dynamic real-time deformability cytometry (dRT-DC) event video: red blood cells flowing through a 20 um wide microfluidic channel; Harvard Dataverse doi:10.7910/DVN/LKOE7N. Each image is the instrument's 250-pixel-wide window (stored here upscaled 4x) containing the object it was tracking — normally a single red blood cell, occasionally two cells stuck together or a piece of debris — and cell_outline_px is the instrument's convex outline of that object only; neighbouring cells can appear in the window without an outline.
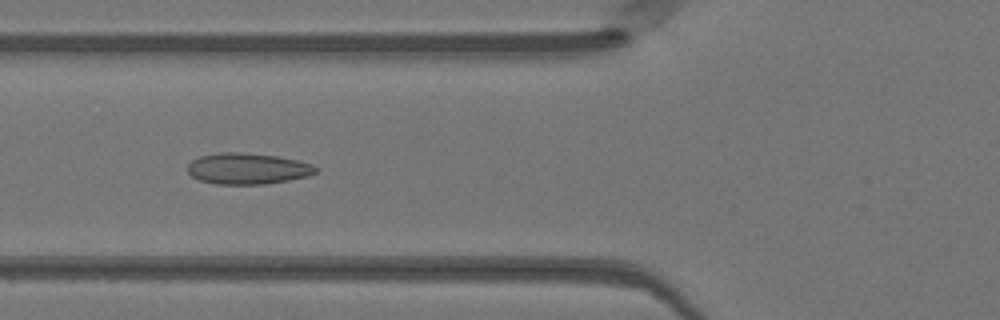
{"species": "Egyptian fruit bat (a non-hibernating species)", "species_latin": "Rousettus aegyptiacus", "temperature_condition": "warm", "stored_images_in_passage": 49, "camera_frame_rate_fps": 3000, "um_per_image_px": 0.085, "animal": {"sex": "female"}, "frame": {"image": 1, "passage_image": 19, "time_ms": 6.0, "image_size_px": [1000, 320], "cell_outline_px": [[320, 168], [316, 172], [308, 176], [288, 180], [264, 184], [216, 184], [200, 180], [192, 176], [188, 172], [188, 164], [192, 160], [200, 156], [220, 152], [240, 152], [276, 156], [296, 160], [312, 164]], "centroid_in_image_um": [21.05, 14.33], "position_along_channel_um": 104.8, "area_um2": 23.18}}
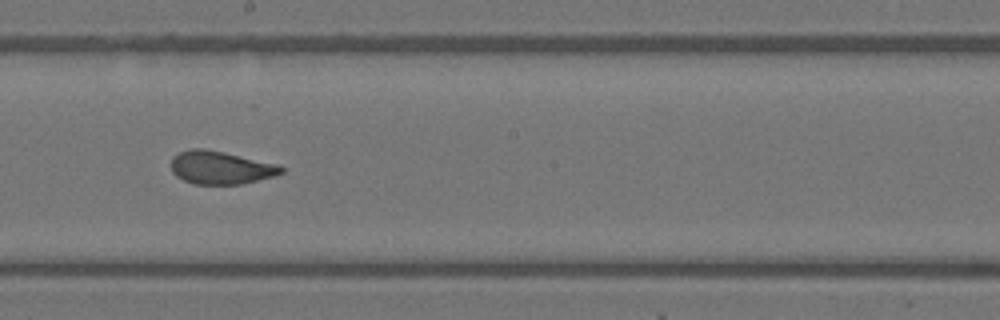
{"frame": {"image": 2, "passage_image": 28, "time_ms": 9.0, "image_size_px": [1000, 320], "cell_outline_px": [[284, 172], [276, 176], [240, 184], [192, 184], [176, 176], [172, 172], [172, 156], [188, 148], [204, 148], [224, 152], [276, 164], [284, 168]], "centroid_in_image_um": [18.74, 14.24], "position_along_channel_um": 229.5, "area_um2": 21.21}}
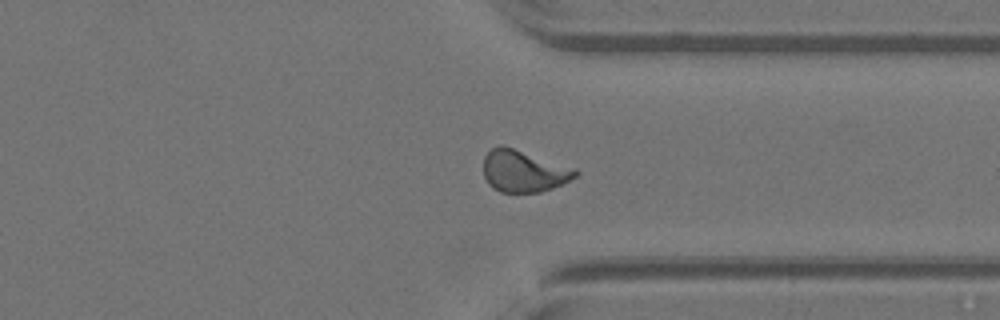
{"frame": {"image": 3, "passage_image": 38, "time_ms": 12.333, "image_size_px": [1000, 320], "cell_outline_px": [[580, 172], [576, 176], [552, 188], [540, 192], [500, 192], [492, 188], [488, 184], [484, 176], [484, 156], [492, 148], [500, 144], [504, 144], [576, 168]], "centroid_in_image_um": [44.5, 14.52], "position_along_channel_um": 366.9, "area_um2": 22.66}, "authors_computed_cell_mechanics": {"area_um2": 22.0796, "velocity_mm_per_s": 4.1368, "shape_relaxation_time_tau1_ms": null, "shape_relaxation_time_tau2_ms": 0.7242, "deformation_change_tau1": null, "deformation_change_tau2": 0.0749}}